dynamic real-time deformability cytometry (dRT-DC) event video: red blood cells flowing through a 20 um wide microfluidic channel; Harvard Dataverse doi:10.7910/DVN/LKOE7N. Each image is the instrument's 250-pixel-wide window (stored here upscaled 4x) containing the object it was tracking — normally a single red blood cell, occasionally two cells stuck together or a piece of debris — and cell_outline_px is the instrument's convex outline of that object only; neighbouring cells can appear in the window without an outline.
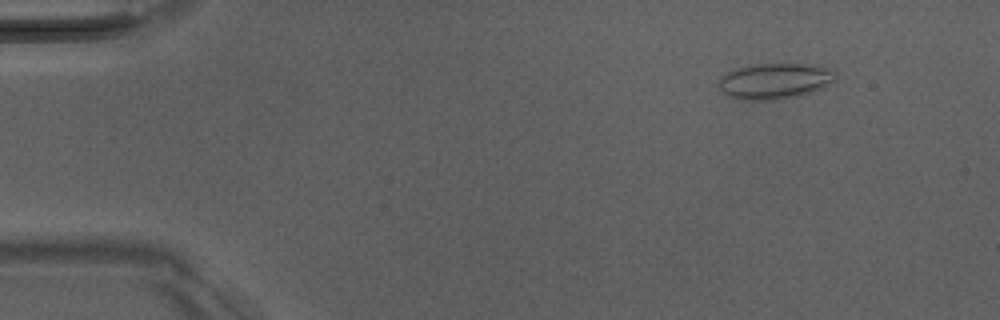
{"species": "Egyptian fruit bat (a non-hibernating species)", "species_latin": "Rousettus aegyptiacus", "temperature_condition": "room temperature", "stored_images_in_passage": 48, "camera_frame_rate_fps": 3000, "um_per_image_px": 0.085, "animal": {"sex": "male"}, "frame": {"image": 1, "passage_image": 2, "time_ms": 0.333, "image_size_px": [1000, 320], "cell_outline_px": [[836, 80], [824, 88], [800, 96], [776, 100], [740, 100], [728, 96], [720, 88], [720, 76], [736, 68], [752, 64], [804, 64], [828, 68], [836, 72]], "centroid_in_image_um": [65.88, 6.9], "position_along_channel_um": 19.1, "area_um2": 24.57}}
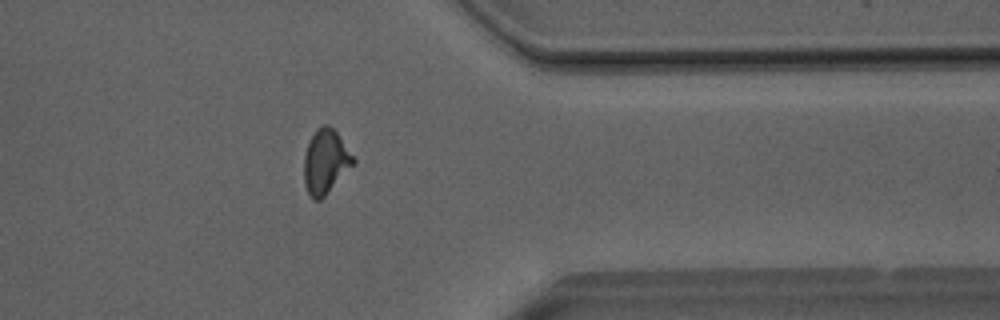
{"frame": {"image": 2, "passage_image": 37, "time_ms": 12.0, "image_size_px": [1000, 320], "cell_outline_px": [[356, 164], [320, 200], [312, 200], [304, 184], [304, 156], [308, 144], [316, 128], [320, 124], [328, 124], [336, 132], [356, 160]], "centroid_in_image_um": [27.68, 13.75], "position_along_channel_um": 383.7, "area_um2": 18.5}}
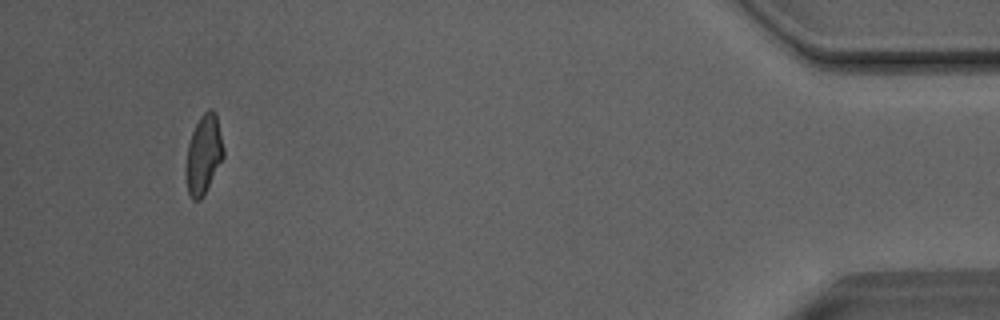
{"frame": {"image": 3, "passage_image": 44, "time_ms": 14.333, "image_size_px": [1000, 320], "cell_outline_px": [[224, 156], [200, 200], [192, 200], [188, 192], [184, 172], [188, 144], [192, 132], [200, 116], [208, 108], [212, 108], [216, 112], [224, 148]], "centroid_in_image_um": [17.29, 13.1], "position_along_channel_um": 417.9, "area_um2": 17.34}}